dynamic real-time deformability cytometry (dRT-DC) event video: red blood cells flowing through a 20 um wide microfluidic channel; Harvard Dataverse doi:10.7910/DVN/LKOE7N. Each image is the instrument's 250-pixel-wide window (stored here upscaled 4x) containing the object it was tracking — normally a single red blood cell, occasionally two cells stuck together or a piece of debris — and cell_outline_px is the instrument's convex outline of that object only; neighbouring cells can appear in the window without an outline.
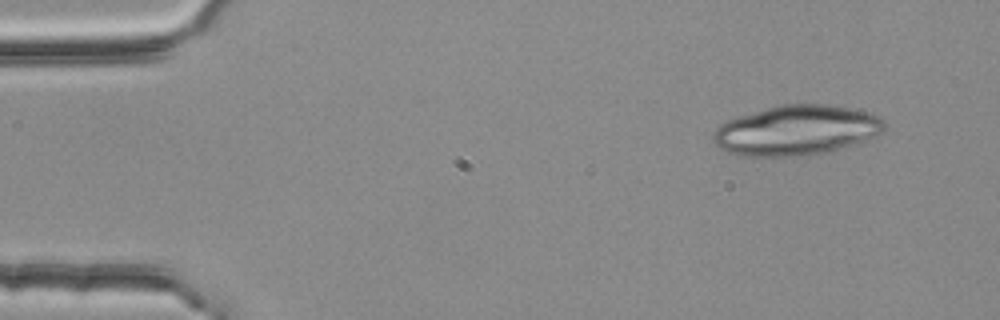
{"species": "common noctule bat (a hibernating species)", "species_latin": "Nyctalus noctula", "temperature_condition": "room temperature", "stored_images_in_passage": 3, "camera_frame_rate_fps": 3000, "um_per_image_px": 0.085, "animal": {"sex": "female", "body_mass_g": 25.1}, "frame": {"image": 1, "passage_image": 1, "time_ms": 0.0, "image_size_px": [1000, 320], "cell_outline_px": [[888, 124], [880, 132], [864, 140], [840, 148], [824, 152], [792, 156], [740, 156], [724, 152], [712, 140], [712, 132], [720, 124], [728, 120], [776, 104], [824, 104], [848, 108], [868, 112], [880, 116]], "centroid_in_image_um": [67.64, 11.07], "position_along_channel_um": 17.4, "area_um2": 49.65}}